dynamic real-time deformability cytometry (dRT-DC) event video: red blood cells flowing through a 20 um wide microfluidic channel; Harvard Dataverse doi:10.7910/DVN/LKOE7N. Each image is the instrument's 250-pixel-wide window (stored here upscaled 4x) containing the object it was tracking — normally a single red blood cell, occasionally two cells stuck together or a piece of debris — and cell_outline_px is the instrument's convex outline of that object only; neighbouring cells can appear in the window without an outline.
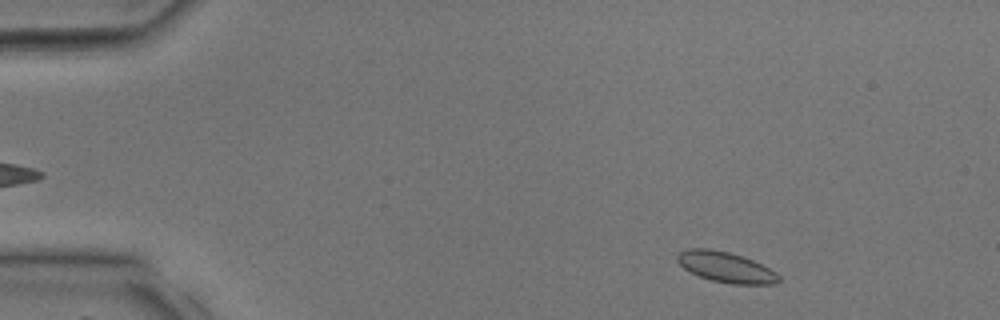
{"species": "common noctule bat (a hibernating species)", "species_latin": "Nyctalus noctula", "temperature_condition": "room temperature", "stored_images_in_passage": 35, "camera_frame_rate_fps": 3000, "um_per_image_px": 0.085, "animal": {"sex": "male", "body_mass_g": 17.9, "forearm_length_mm": 54.2}, "frame": {"image": 1, "passage_image": 2, "time_ms": 0.333, "image_size_px": [1000, 320], "cell_outline_px": [[780, 280], [776, 284], [732, 284], [712, 280], [700, 276], [684, 268], [676, 260], [676, 256], [680, 252], [688, 248], [708, 248], [728, 252], [744, 256], [776, 272], [780, 276]], "centroid_in_image_um": [61.7, 22.7], "position_along_channel_um": 23.3, "area_um2": 17.92}}
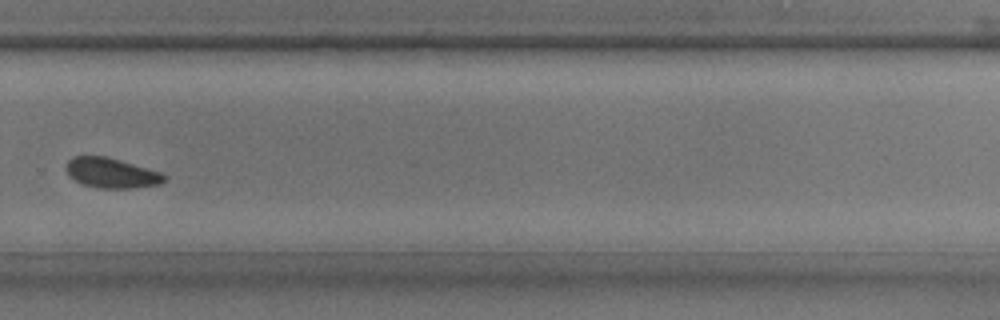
{"frame": {"image": 2, "passage_image": 24, "time_ms": 7.667, "image_size_px": [1000, 320], "cell_outline_px": [[168, 176], [160, 184], [132, 188], [100, 188], [84, 184], [76, 180], [64, 168], [68, 160], [72, 156], [104, 156], [120, 160], [160, 172]], "centroid_in_image_um": [9.47, 14.69], "position_along_channel_um": 320.3, "area_um2": 16.94}}
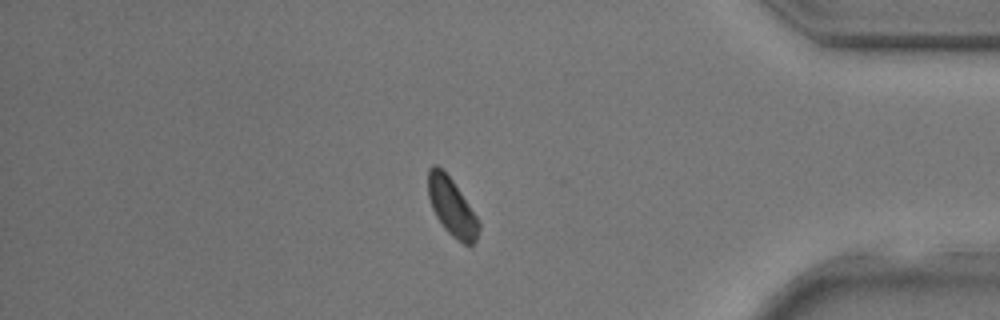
{"frame": {"image": 3, "passage_image": 30, "time_ms": 9.667, "image_size_px": [1000, 320], "cell_outline_px": [[480, 228], [476, 240], [468, 248], [456, 240], [444, 228], [436, 216], [432, 208], [428, 196], [428, 168], [432, 164], [436, 164], [452, 180], [480, 220]], "centroid_in_image_um": [38.42, 17.64], "position_along_channel_um": 396.8, "area_um2": 17.22}}